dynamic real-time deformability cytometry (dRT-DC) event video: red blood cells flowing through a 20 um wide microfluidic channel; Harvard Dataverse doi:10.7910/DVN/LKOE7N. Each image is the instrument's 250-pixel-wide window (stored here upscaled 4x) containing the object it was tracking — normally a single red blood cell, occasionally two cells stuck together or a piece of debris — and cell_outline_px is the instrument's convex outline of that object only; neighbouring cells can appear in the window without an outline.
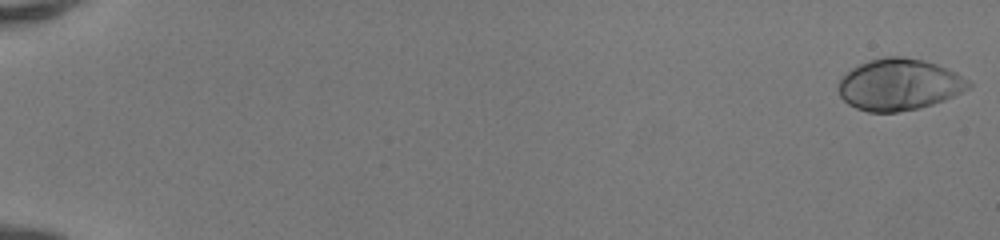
{"species": "human", "species_latin": "Homo sapiens", "temperature_condition": "room temperature", "stored_images_in_passage": 51, "camera_frame_rate_fps": 3000, "um_per_image_px": 0.085, "donor": {"sex": "female"}, "frame": {"image": 1, "passage_image": 1, "time_ms": 0.0, "image_size_px": [1000, 240], "cell_outline_px": [[972, 84], [968, 88], [944, 100], [920, 108], [896, 112], [868, 112], [856, 108], [848, 104], [840, 96], [836, 88], [840, 80], [852, 68], [868, 60], [884, 56], [904, 56], [924, 60], [936, 64], [956, 72], [968, 80]], "centroid_in_image_um": [76.4, 7.18], "position_along_channel_um": 8.6, "area_um2": 39.07}}
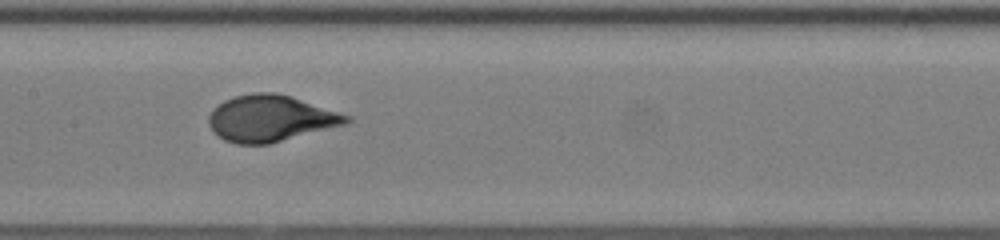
{"frame": {"image": 2, "passage_image": 28, "time_ms": 9.0, "image_size_px": [1000, 240], "cell_outline_px": [[352, 120], [344, 124], [268, 144], [236, 144], [224, 140], [212, 132], [208, 124], [208, 116], [212, 108], [224, 100], [236, 96], [252, 92], [276, 92], [292, 96], [352, 116]], "centroid_in_image_um": [22.95, 10.05], "position_along_channel_um": 184.4, "area_um2": 37.34}}
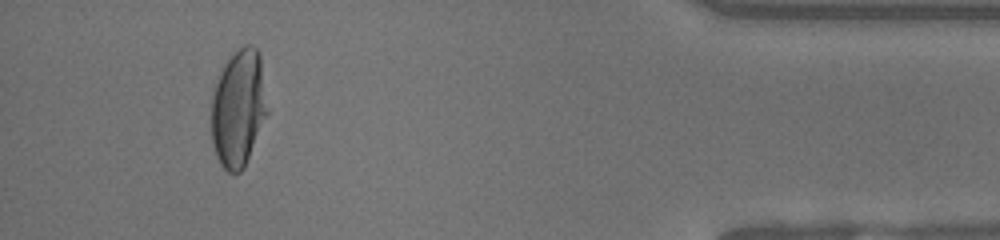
{"frame": {"image": 3, "passage_image": 48, "time_ms": 15.667, "image_size_px": [1000, 240], "cell_outline_px": [[268, 112], [244, 168], [240, 172], [228, 172], [220, 164], [216, 156], [212, 144], [212, 92], [220, 72], [224, 64], [244, 44], [252, 44], [260, 52], [268, 108]], "centroid_in_image_um": [20.27, 9.19], "position_along_channel_um": 414.9, "area_um2": 38.32}, "authors_computed_cell_mechanics": {"area_um2": 37.1076, "velocity_mm_per_s": 4.1663, "shape_relaxation_time_tau1_ms": 4.0165, "shape_relaxation_time_tau2_ms": null, "deformation_change_tau1": 0.2313, "deformation_change_tau2": null}}